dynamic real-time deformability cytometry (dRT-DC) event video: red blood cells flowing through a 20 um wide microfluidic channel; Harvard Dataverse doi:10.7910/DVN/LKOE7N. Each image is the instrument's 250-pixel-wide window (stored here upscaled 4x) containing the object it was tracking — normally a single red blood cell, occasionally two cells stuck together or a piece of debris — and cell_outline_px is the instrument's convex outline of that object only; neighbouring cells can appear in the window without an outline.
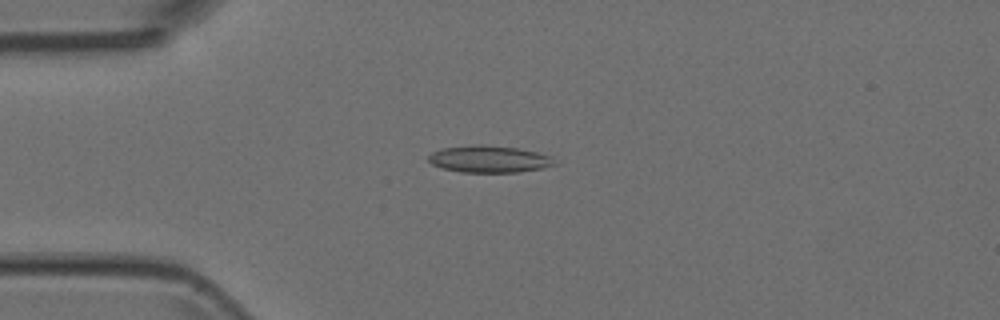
{"species": "Egyptian fruit bat (a non-hibernating species)", "species_latin": "Rousettus aegyptiacus", "temperature_condition": "room temperature", "stored_images_in_passage": 6, "camera_frame_rate_fps": 3000, "um_per_image_px": 0.085, "animal": {"sex": "female"}, "frame": {"image": 1, "passage_image": 4, "time_ms": 1.0, "image_size_px": [1000, 320], "cell_outline_px": [[560, 164], [544, 168], [516, 172], [460, 172], [440, 168], [432, 164], [428, 160], [428, 156], [432, 152], [440, 148], [480, 144], [516, 148], [536, 152], [552, 156]], "centroid_in_image_um": [41.6, 13.53], "position_along_channel_um": 43.4, "area_um2": 20.0}}
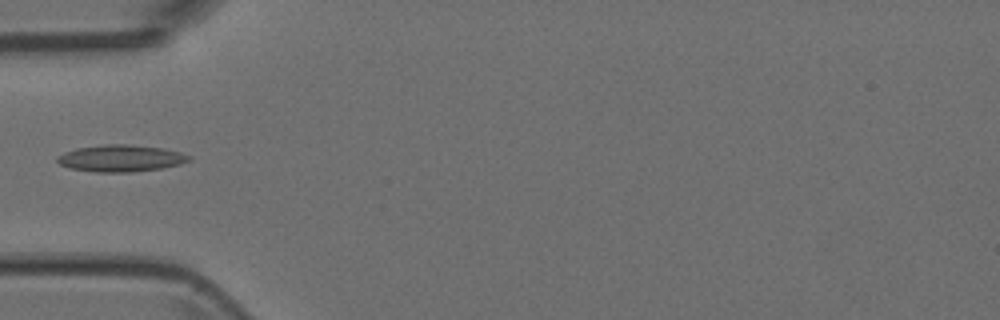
{"frame": {"image": 2, "passage_image": 5, "time_ms": 1.333, "image_size_px": [1000, 320], "cell_outline_px": [[192, 160], [180, 164], [160, 168], [132, 172], [96, 172], [68, 168], [60, 164], [56, 160], [56, 156], [64, 152], [76, 148], [104, 144], [124, 144], [164, 148], [180, 152], [192, 156]], "centroid_in_image_um": [10.26, 13.45], "position_along_channel_um": 74.7, "area_um2": 20.69}}
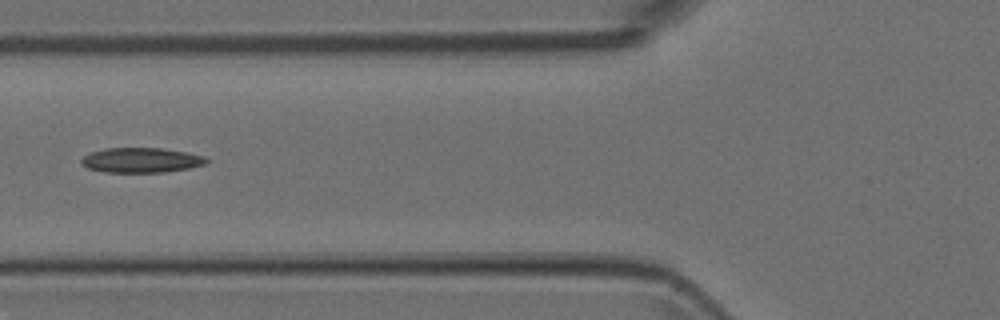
{"frame": {"image": 3, "passage_image": 6, "time_ms": 1.667, "image_size_px": [1000, 320], "cell_outline_px": [[208, 160], [204, 164], [188, 168], [164, 172], [104, 172], [88, 168], [80, 164], [80, 160], [84, 156], [92, 152], [104, 148], [160, 148], [188, 152], [204, 156]], "centroid_in_image_um": [11.97, 13.61], "position_along_channel_um": 113.8, "area_um2": 18.09}}